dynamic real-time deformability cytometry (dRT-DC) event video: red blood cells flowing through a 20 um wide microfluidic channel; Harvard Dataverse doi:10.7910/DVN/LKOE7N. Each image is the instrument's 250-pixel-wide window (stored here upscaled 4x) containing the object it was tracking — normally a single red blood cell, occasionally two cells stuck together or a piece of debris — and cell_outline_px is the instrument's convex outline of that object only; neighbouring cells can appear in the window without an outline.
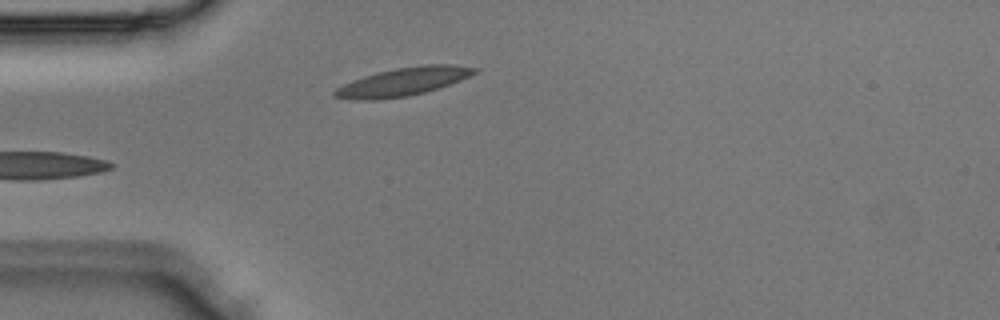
{"species": "Egyptian fruit bat (a non-hibernating species)", "species_latin": "Rousettus aegyptiacus", "temperature_condition": "room temperature", "stored_images_in_passage": 3, "camera_frame_rate_fps": 3000, "um_per_image_px": 0.085, "animal": {"sex": "male"}, "frame": {"image": 1, "passage_image": 3, "time_ms": 0.667, "image_size_px": [1000, 320], "cell_outline_px": [[480, 68], [476, 72], [460, 80], [440, 88], [408, 96], [376, 100], [360, 100], [332, 96], [332, 92], [336, 88], [352, 80], [364, 76], [396, 68], [424, 64], [452, 64]], "centroid_in_image_um": [34.28, 6.94], "position_along_channel_um": 50.7, "area_um2": 22.89}}